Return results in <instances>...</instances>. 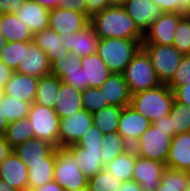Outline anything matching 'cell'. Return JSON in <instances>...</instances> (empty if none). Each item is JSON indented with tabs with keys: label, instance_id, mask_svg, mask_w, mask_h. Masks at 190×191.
Masks as SVG:
<instances>
[{
	"label": "cell",
	"instance_id": "obj_25",
	"mask_svg": "<svg viewBox=\"0 0 190 191\" xmlns=\"http://www.w3.org/2000/svg\"><path fill=\"white\" fill-rule=\"evenodd\" d=\"M64 38L50 28L33 34V42L47 55L52 64L58 58H65L70 53L62 46Z\"/></svg>",
	"mask_w": 190,
	"mask_h": 191
},
{
	"label": "cell",
	"instance_id": "obj_29",
	"mask_svg": "<svg viewBox=\"0 0 190 191\" xmlns=\"http://www.w3.org/2000/svg\"><path fill=\"white\" fill-rule=\"evenodd\" d=\"M0 29L7 41H33V33L15 14H0Z\"/></svg>",
	"mask_w": 190,
	"mask_h": 191
},
{
	"label": "cell",
	"instance_id": "obj_4",
	"mask_svg": "<svg viewBox=\"0 0 190 191\" xmlns=\"http://www.w3.org/2000/svg\"><path fill=\"white\" fill-rule=\"evenodd\" d=\"M131 94L158 87V80L151 60L141 47L122 73Z\"/></svg>",
	"mask_w": 190,
	"mask_h": 191
},
{
	"label": "cell",
	"instance_id": "obj_26",
	"mask_svg": "<svg viewBox=\"0 0 190 191\" xmlns=\"http://www.w3.org/2000/svg\"><path fill=\"white\" fill-rule=\"evenodd\" d=\"M81 67L84 68L85 82L88 87H101L111 72L97 53L80 57Z\"/></svg>",
	"mask_w": 190,
	"mask_h": 191
},
{
	"label": "cell",
	"instance_id": "obj_7",
	"mask_svg": "<svg viewBox=\"0 0 190 191\" xmlns=\"http://www.w3.org/2000/svg\"><path fill=\"white\" fill-rule=\"evenodd\" d=\"M34 138L41 139L58 148L60 118L53 108L32 103L28 113Z\"/></svg>",
	"mask_w": 190,
	"mask_h": 191
},
{
	"label": "cell",
	"instance_id": "obj_41",
	"mask_svg": "<svg viewBox=\"0 0 190 191\" xmlns=\"http://www.w3.org/2000/svg\"><path fill=\"white\" fill-rule=\"evenodd\" d=\"M22 55L23 41H7L6 45L3 47L2 52L0 53V59L7 67L15 71L19 65V62H22Z\"/></svg>",
	"mask_w": 190,
	"mask_h": 191
},
{
	"label": "cell",
	"instance_id": "obj_52",
	"mask_svg": "<svg viewBox=\"0 0 190 191\" xmlns=\"http://www.w3.org/2000/svg\"><path fill=\"white\" fill-rule=\"evenodd\" d=\"M31 191H65V190L57 182L52 180L38 188L32 189Z\"/></svg>",
	"mask_w": 190,
	"mask_h": 191
},
{
	"label": "cell",
	"instance_id": "obj_32",
	"mask_svg": "<svg viewBox=\"0 0 190 191\" xmlns=\"http://www.w3.org/2000/svg\"><path fill=\"white\" fill-rule=\"evenodd\" d=\"M123 107L109 105L93 113V123L103 134L117 132Z\"/></svg>",
	"mask_w": 190,
	"mask_h": 191
},
{
	"label": "cell",
	"instance_id": "obj_50",
	"mask_svg": "<svg viewBox=\"0 0 190 191\" xmlns=\"http://www.w3.org/2000/svg\"><path fill=\"white\" fill-rule=\"evenodd\" d=\"M13 70L7 67L0 59V88H4L13 74Z\"/></svg>",
	"mask_w": 190,
	"mask_h": 191
},
{
	"label": "cell",
	"instance_id": "obj_55",
	"mask_svg": "<svg viewBox=\"0 0 190 191\" xmlns=\"http://www.w3.org/2000/svg\"><path fill=\"white\" fill-rule=\"evenodd\" d=\"M9 122L7 119L2 115L1 108H0V135H4L6 128L8 127Z\"/></svg>",
	"mask_w": 190,
	"mask_h": 191
},
{
	"label": "cell",
	"instance_id": "obj_48",
	"mask_svg": "<svg viewBox=\"0 0 190 191\" xmlns=\"http://www.w3.org/2000/svg\"><path fill=\"white\" fill-rule=\"evenodd\" d=\"M25 0H0V14H15Z\"/></svg>",
	"mask_w": 190,
	"mask_h": 191
},
{
	"label": "cell",
	"instance_id": "obj_40",
	"mask_svg": "<svg viewBox=\"0 0 190 191\" xmlns=\"http://www.w3.org/2000/svg\"><path fill=\"white\" fill-rule=\"evenodd\" d=\"M172 45L183 55L190 54V15H185L179 21Z\"/></svg>",
	"mask_w": 190,
	"mask_h": 191
},
{
	"label": "cell",
	"instance_id": "obj_6",
	"mask_svg": "<svg viewBox=\"0 0 190 191\" xmlns=\"http://www.w3.org/2000/svg\"><path fill=\"white\" fill-rule=\"evenodd\" d=\"M148 54L155 74L161 84H167L174 76L183 54L173 45L142 44Z\"/></svg>",
	"mask_w": 190,
	"mask_h": 191
},
{
	"label": "cell",
	"instance_id": "obj_23",
	"mask_svg": "<svg viewBox=\"0 0 190 191\" xmlns=\"http://www.w3.org/2000/svg\"><path fill=\"white\" fill-rule=\"evenodd\" d=\"M65 148L76 159L79 169L88 179L105 169L104 161L101 156V148L86 149L78 146L77 144H72Z\"/></svg>",
	"mask_w": 190,
	"mask_h": 191
},
{
	"label": "cell",
	"instance_id": "obj_53",
	"mask_svg": "<svg viewBox=\"0 0 190 191\" xmlns=\"http://www.w3.org/2000/svg\"><path fill=\"white\" fill-rule=\"evenodd\" d=\"M119 191H143L142 187L135 181L123 182Z\"/></svg>",
	"mask_w": 190,
	"mask_h": 191
},
{
	"label": "cell",
	"instance_id": "obj_19",
	"mask_svg": "<svg viewBox=\"0 0 190 191\" xmlns=\"http://www.w3.org/2000/svg\"><path fill=\"white\" fill-rule=\"evenodd\" d=\"M49 11L37 2L25 0L15 15L34 34L48 28Z\"/></svg>",
	"mask_w": 190,
	"mask_h": 191
},
{
	"label": "cell",
	"instance_id": "obj_56",
	"mask_svg": "<svg viewBox=\"0 0 190 191\" xmlns=\"http://www.w3.org/2000/svg\"><path fill=\"white\" fill-rule=\"evenodd\" d=\"M0 191H17L11 187L7 182L0 179Z\"/></svg>",
	"mask_w": 190,
	"mask_h": 191
},
{
	"label": "cell",
	"instance_id": "obj_38",
	"mask_svg": "<svg viewBox=\"0 0 190 191\" xmlns=\"http://www.w3.org/2000/svg\"><path fill=\"white\" fill-rule=\"evenodd\" d=\"M114 174L103 169L88 181V191H119L122 185Z\"/></svg>",
	"mask_w": 190,
	"mask_h": 191
},
{
	"label": "cell",
	"instance_id": "obj_39",
	"mask_svg": "<svg viewBox=\"0 0 190 191\" xmlns=\"http://www.w3.org/2000/svg\"><path fill=\"white\" fill-rule=\"evenodd\" d=\"M81 98L83 109L92 114L109 106L107 100H104L103 93L97 87H88L82 90Z\"/></svg>",
	"mask_w": 190,
	"mask_h": 191
},
{
	"label": "cell",
	"instance_id": "obj_49",
	"mask_svg": "<svg viewBox=\"0 0 190 191\" xmlns=\"http://www.w3.org/2000/svg\"><path fill=\"white\" fill-rule=\"evenodd\" d=\"M157 129H162L163 131L168 132V136L172 138L175 136V131L172 128L170 115H164L162 118L156 120L152 123Z\"/></svg>",
	"mask_w": 190,
	"mask_h": 191
},
{
	"label": "cell",
	"instance_id": "obj_14",
	"mask_svg": "<svg viewBox=\"0 0 190 191\" xmlns=\"http://www.w3.org/2000/svg\"><path fill=\"white\" fill-rule=\"evenodd\" d=\"M48 21V28L63 35L82 30L90 23V18L86 14L58 7L50 9Z\"/></svg>",
	"mask_w": 190,
	"mask_h": 191
},
{
	"label": "cell",
	"instance_id": "obj_21",
	"mask_svg": "<svg viewBox=\"0 0 190 191\" xmlns=\"http://www.w3.org/2000/svg\"><path fill=\"white\" fill-rule=\"evenodd\" d=\"M38 81L39 78L14 71L4 87L5 95L32 104L36 97Z\"/></svg>",
	"mask_w": 190,
	"mask_h": 191
},
{
	"label": "cell",
	"instance_id": "obj_27",
	"mask_svg": "<svg viewBox=\"0 0 190 191\" xmlns=\"http://www.w3.org/2000/svg\"><path fill=\"white\" fill-rule=\"evenodd\" d=\"M54 149V146L41 139L31 138L15 147L13 151L25 164H27L45 162V157Z\"/></svg>",
	"mask_w": 190,
	"mask_h": 191
},
{
	"label": "cell",
	"instance_id": "obj_2",
	"mask_svg": "<svg viewBox=\"0 0 190 191\" xmlns=\"http://www.w3.org/2000/svg\"><path fill=\"white\" fill-rule=\"evenodd\" d=\"M174 94L167 84L132 94L130 105L151 123L168 115L174 103Z\"/></svg>",
	"mask_w": 190,
	"mask_h": 191
},
{
	"label": "cell",
	"instance_id": "obj_8",
	"mask_svg": "<svg viewBox=\"0 0 190 191\" xmlns=\"http://www.w3.org/2000/svg\"><path fill=\"white\" fill-rule=\"evenodd\" d=\"M171 141L172 137L168 136V132L151 124L132 148L138 156L166 164Z\"/></svg>",
	"mask_w": 190,
	"mask_h": 191
},
{
	"label": "cell",
	"instance_id": "obj_9",
	"mask_svg": "<svg viewBox=\"0 0 190 191\" xmlns=\"http://www.w3.org/2000/svg\"><path fill=\"white\" fill-rule=\"evenodd\" d=\"M184 16L179 12H164L145 31L142 44L172 45L177 25Z\"/></svg>",
	"mask_w": 190,
	"mask_h": 191
},
{
	"label": "cell",
	"instance_id": "obj_43",
	"mask_svg": "<svg viewBox=\"0 0 190 191\" xmlns=\"http://www.w3.org/2000/svg\"><path fill=\"white\" fill-rule=\"evenodd\" d=\"M103 138L104 134L100 129L92 125L76 144L86 149H99L102 147Z\"/></svg>",
	"mask_w": 190,
	"mask_h": 191
},
{
	"label": "cell",
	"instance_id": "obj_17",
	"mask_svg": "<svg viewBox=\"0 0 190 191\" xmlns=\"http://www.w3.org/2000/svg\"><path fill=\"white\" fill-rule=\"evenodd\" d=\"M0 179L17 191H28V167L14 151L0 162Z\"/></svg>",
	"mask_w": 190,
	"mask_h": 191
},
{
	"label": "cell",
	"instance_id": "obj_36",
	"mask_svg": "<svg viewBox=\"0 0 190 191\" xmlns=\"http://www.w3.org/2000/svg\"><path fill=\"white\" fill-rule=\"evenodd\" d=\"M31 103L4 95L0 102L1 113L9 123L28 117Z\"/></svg>",
	"mask_w": 190,
	"mask_h": 191
},
{
	"label": "cell",
	"instance_id": "obj_10",
	"mask_svg": "<svg viewBox=\"0 0 190 191\" xmlns=\"http://www.w3.org/2000/svg\"><path fill=\"white\" fill-rule=\"evenodd\" d=\"M92 125H94L93 114L85 109L60 119L58 147L76 144Z\"/></svg>",
	"mask_w": 190,
	"mask_h": 191
},
{
	"label": "cell",
	"instance_id": "obj_57",
	"mask_svg": "<svg viewBox=\"0 0 190 191\" xmlns=\"http://www.w3.org/2000/svg\"><path fill=\"white\" fill-rule=\"evenodd\" d=\"M7 40L5 39V37L2 35L1 33V29H0V53L3 50V47L6 45Z\"/></svg>",
	"mask_w": 190,
	"mask_h": 191
},
{
	"label": "cell",
	"instance_id": "obj_11",
	"mask_svg": "<svg viewBox=\"0 0 190 191\" xmlns=\"http://www.w3.org/2000/svg\"><path fill=\"white\" fill-rule=\"evenodd\" d=\"M15 72L36 78L51 74V63L46 53L33 41H23L22 62Z\"/></svg>",
	"mask_w": 190,
	"mask_h": 191
},
{
	"label": "cell",
	"instance_id": "obj_44",
	"mask_svg": "<svg viewBox=\"0 0 190 191\" xmlns=\"http://www.w3.org/2000/svg\"><path fill=\"white\" fill-rule=\"evenodd\" d=\"M163 12H179L187 15V2L184 0H152Z\"/></svg>",
	"mask_w": 190,
	"mask_h": 191
},
{
	"label": "cell",
	"instance_id": "obj_46",
	"mask_svg": "<svg viewBox=\"0 0 190 191\" xmlns=\"http://www.w3.org/2000/svg\"><path fill=\"white\" fill-rule=\"evenodd\" d=\"M175 101L190 107V83L176 86L172 89Z\"/></svg>",
	"mask_w": 190,
	"mask_h": 191
},
{
	"label": "cell",
	"instance_id": "obj_58",
	"mask_svg": "<svg viewBox=\"0 0 190 191\" xmlns=\"http://www.w3.org/2000/svg\"><path fill=\"white\" fill-rule=\"evenodd\" d=\"M111 6H123L127 0H110Z\"/></svg>",
	"mask_w": 190,
	"mask_h": 191
},
{
	"label": "cell",
	"instance_id": "obj_24",
	"mask_svg": "<svg viewBox=\"0 0 190 191\" xmlns=\"http://www.w3.org/2000/svg\"><path fill=\"white\" fill-rule=\"evenodd\" d=\"M81 94V90L61 82L54 106L60 119L67 118L83 109Z\"/></svg>",
	"mask_w": 190,
	"mask_h": 191
},
{
	"label": "cell",
	"instance_id": "obj_18",
	"mask_svg": "<svg viewBox=\"0 0 190 191\" xmlns=\"http://www.w3.org/2000/svg\"><path fill=\"white\" fill-rule=\"evenodd\" d=\"M123 8L143 33L164 13L152 0H127Z\"/></svg>",
	"mask_w": 190,
	"mask_h": 191
},
{
	"label": "cell",
	"instance_id": "obj_5",
	"mask_svg": "<svg viewBox=\"0 0 190 191\" xmlns=\"http://www.w3.org/2000/svg\"><path fill=\"white\" fill-rule=\"evenodd\" d=\"M54 181L65 191L87 188L89 179L79 169L73 155L65 148H55Z\"/></svg>",
	"mask_w": 190,
	"mask_h": 191
},
{
	"label": "cell",
	"instance_id": "obj_31",
	"mask_svg": "<svg viewBox=\"0 0 190 191\" xmlns=\"http://www.w3.org/2000/svg\"><path fill=\"white\" fill-rule=\"evenodd\" d=\"M137 154L131 147L125 153L118 155L110 163L105 165V170L114 174L120 181L126 182L132 180L133 169Z\"/></svg>",
	"mask_w": 190,
	"mask_h": 191
},
{
	"label": "cell",
	"instance_id": "obj_1",
	"mask_svg": "<svg viewBox=\"0 0 190 191\" xmlns=\"http://www.w3.org/2000/svg\"><path fill=\"white\" fill-rule=\"evenodd\" d=\"M90 23L100 39L143 40L144 38V33L126 13L123 6L107 7L102 12L94 14L90 18Z\"/></svg>",
	"mask_w": 190,
	"mask_h": 191
},
{
	"label": "cell",
	"instance_id": "obj_28",
	"mask_svg": "<svg viewBox=\"0 0 190 191\" xmlns=\"http://www.w3.org/2000/svg\"><path fill=\"white\" fill-rule=\"evenodd\" d=\"M28 191L54 180L55 149L45 157V162L27 163Z\"/></svg>",
	"mask_w": 190,
	"mask_h": 191
},
{
	"label": "cell",
	"instance_id": "obj_60",
	"mask_svg": "<svg viewBox=\"0 0 190 191\" xmlns=\"http://www.w3.org/2000/svg\"><path fill=\"white\" fill-rule=\"evenodd\" d=\"M4 95H5L4 88H0V102L2 101Z\"/></svg>",
	"mask_w": 190,
	"mask_h": 191
},
{
	"label": "cell",
	"instance_id": "obj_22",
	"mask_svg": "<svg viewBox=\"0 0 190 191\" xmlns=\"http://www.w3.org/2000/svg\"><path fill=\"white\" fill-rule=\"evenodd\" d=\"M166 168L186 172L190 169V132L172 138Z\"/></svg>",
	"mask_w": 190,
	"mask_h": 191
},
{
	"label": "cell",
	"instance_id": "obj_33",
	"mask_svg": "<svg viewBox=\"0 0 190 191\" xmlns=\"http://www.w3.org/2000/svg\"><path fill=\"white\" fill-rule=\"evenodd\" d=\"M3 136L14 149L24 141L34 138V133L30 121L25 117L9 123Z\"/></svg>",
	"mask_w": 190,
	"mask_h": 191
},
{
	"label": "cell",
	"instance_id": "obj_51",
	"mask_svg": "<svg viewBox=\"0 0 190 191\" xmlns=\"http://www.w3.org/2000/svg\"><path fill=\"white\" fill-rule=\"evenodd\" d=\"M13 148L8 144L3 135H0V162H2L11 152Z\"/></svg>",
	"mask_w": 190,
	"mask_h": 191
},
{
	"label": "cell",
	"instance_id": "obj_34",
	"mask_svg": "<svg viewBox=\"0 0 190 191\" xmlns=\"http://www.w3.org/2000/svg\"><path fill=\"white\" fill-rule=\"evenodd\" d=\"M101 145V156L104 165L110 163L118 155L125 153L131 148L125 139L117 132L104 134Z\"/></svg>",
	"mask_w": 190,
	"mask_h": 191
},
{
	"label": "cell",
	"instance_id": "obj_30",
	"mask_svg": "<svg viewBox=\"0 0 190 191\" xmlns=\"http://www.w3.org/2000/svg\"><path fill=\"white\" fill-rule=\"evenodd\" d=\"M61 82L52 74L40 77L34 103L54 109Z\"/></svg>",
	"mask_w": 190,
	"mask_h": 191
},
{
	"label": "cell",
	"instance_id": "obj_47",
	"mask_svg": "<svg viewBox=\"0 0 190 191\" xmlns=\"http://www.w3.org/2000/svg\"><path fill=\"white\" fill-rule=\"evenodd\" d=\"M59 8H66L71 11L86 14L85 0H61L59 3Z\"/></svg>",
	"mask_w": 190,
	"mask_h": 191
},
{
	"label": "cell",
	"instance_id": "obj_62",
	"mask_svg": "<svg viewBox=\"0 0 190 191\" xmlns=\"http://www.w3.org/2000/svg\"><path fill=\"white\" fill-rule=\"evenodd\" d=\"M185 191H190V184H189V186L186 188Z\"/></svg>",
	"mask_w": 190,
	"mask_h": 191
},
{
	"label": "cell",
	"instance_id": "obj_35",
	"mask_svg": "<svg viewBox=\"0 0 190 191\" xmlns=\"http://www.w3.org/2000/svg\"><path fill=\"white\" fill-rule=\"evenodd\" d=\"M189 184L190 175L186 171L166 168L155 191H185Z\"/></svg>",
	"mask_w": 190,
	"mask_h": 191
},
{
	"label": "cell",
	"instance_id": "obj_3",
	"mask_svg": "<svg viewBox=\"0 0 190 191\" xmlns=\"http://www.w3.org/2000/svg\"><path fill=\"white\" fill-rule=\"evenodd\" d=\"M143 40L118 38L100 39L97 54L111 73L122 74L134 55L142 47Z\"/></svg>",
	"mask_w": 190,
	"mask_h": 191
},
{
	"label": "cell",
	"instance_id": "obj_15",
	"mask_svg": "<svg viewBox=\"0 0 190 191\" xmlns=\"http://www.w3.org/2000/svg\"><path fill=\"white\" fill-rule=\"evenodd\" d=\"M62 46L78 57L92 55L97 52L100 38L96 35L94 27L89 23L76 33H63Z\"/></svg>",
	"mask_w": 190,
	"mask_h": 191
},
{
	"label": "cell",
	"instance_id": "obj_45",
	"mask_svg": "<svg viewBox=\"0 0 190 191\" xmlns=\"http://www.w3.org/2000/svg\"><path fill=\"white\" fill-rule=\"evenodd\" d=\"M86 15L91 18L94 14L102 12L111 6L110 0H85Z\"/></svg>",
	"mask_w": 190,
	"mask_h": 191
},
{
	"label": "cell",
	"instance_id": "obj_16",
	"mask_svg": "<svg viewBox=\"0 0 190 191\" xmlns=\"http://www.w3.org/2000/svg\"><path fill=\"white\" fill-rule=\"evenodd\" d=\"M152 123L131 106L123 107L119 117V133L125 141L133 147L140 136L150 127Z\"/></svg>",
	"mask_w": 190,
	"mask_h": 191
},
{
	"label": "cell",
	"instance_id": "obj_61",
	"mask_svg": "<svg viewBox=\"0 0 190 191\" xmlns=\"http://www.w3.org/2000/svg\"><path fill=\"white\" fill-rule=\"evenodd\" d=\"M73 191H88V188H82V189L73 190Z\"/></svg>",
	"mask_w": 190,
	"mask_h": 191
},
{
	"label": "cell",
	"instance_id": "obj_59",
	"mask_svg": "<svg viewBox=\"0 0 190 191\" xmlns=\"http://www.w3.org/2000/svg\"><path fill=\"white\" fill-rule=\"evenodd\" d=\"M184 2H187V15H190V0H184Z\"/></svg>",
	"mask_w": 190,
	"mask_h": 191
},
{
	"label": "cell",
	"instance_id": "obj_13",
	"mask_svg": "<svg viewBox=\"0 0 190 191\" xmlns=\"http://www.w3.org/2000/svg\"><path fill=\"white\" fill-rule=\"evenodd\" d=\"M166 164L152 159L136 157L132 180L137 182L143 191H155L161 183Z\"/></svg>",
	"mask_w": 190,
	"mask_h": 191
},
{
	"label": "cell",
	"instance_id": "obj_37",
	"mask_svg": "<svg viewBox=\"0 0 190 191\" xmlns=\"http://www.w3.org/2000/svg\"><path fill=\"white\" fill-rule=\"evenodd\" d=\"M169 115L175 135L190 132V107L187 104L174 101Z\"/></svg>",
	"mask_w": 190,
	"mask_h": 191
},
{
	"label": "cell",
	"instance_id": "obj_42",
	"mask_svg": "<svg viewBox=\"0 0 190 191\" xmlns=\"http://www.w3.org/2000/svg\"><path fill=\"white\" fill-rule=\"evenodd\" d=\"M190 83V54L182 56L181 62L172 79L167 83L171 89Z\"/></svg>",
	"mask_w": 190,
	"mask_h": 191
},
{
	"label": "cell",
	"instance_id": "obj_54",
	"mask_svg": "<svg viewBox=\"0 0 190 191\" xmlns=\"http://www.w3.org/2000/svg\"><path fill=\"white\" fill-rule=\"evenodd\" d=\"M32 1L37 2L41 6H44L50 10L58 8L61 0H32Z\"/></svg>",
	"mask_w": 190,
	"mask_h": 191
},
{
	"label": "cell",
	"instance_id": "obj_20",
	"mask_svg": "<svg viewBox=\"0 0 190 191\" xmlns=\"http://www.w3.org/2000/svg\"><path fill=\"white\" fill-rule=\"evenodd\" d=\"M99 89L108 105L118 107L130 105L132 94L122 74L111 73Z\"/></svg>",
	"mask_w": 190,
	"mask_h": 191
},
{
	"label": "cell",
	"instance_id": "obj_12",
	"mask_svg": "<svg viewBox=\"0 0 190 191\" xmlns=\"http://www.w3.org/2000/svg\"><path fill=\"white\" fill-rule=\"evenodd\" d=\"M51 74L58 77L64 84L79 90L87 88L84 68L81 67L80 57L69 53L65 58H58L51 64Z\"/></svg>",
	"mask_w": 190,
	"mask_h": 191
}]
</instances>
